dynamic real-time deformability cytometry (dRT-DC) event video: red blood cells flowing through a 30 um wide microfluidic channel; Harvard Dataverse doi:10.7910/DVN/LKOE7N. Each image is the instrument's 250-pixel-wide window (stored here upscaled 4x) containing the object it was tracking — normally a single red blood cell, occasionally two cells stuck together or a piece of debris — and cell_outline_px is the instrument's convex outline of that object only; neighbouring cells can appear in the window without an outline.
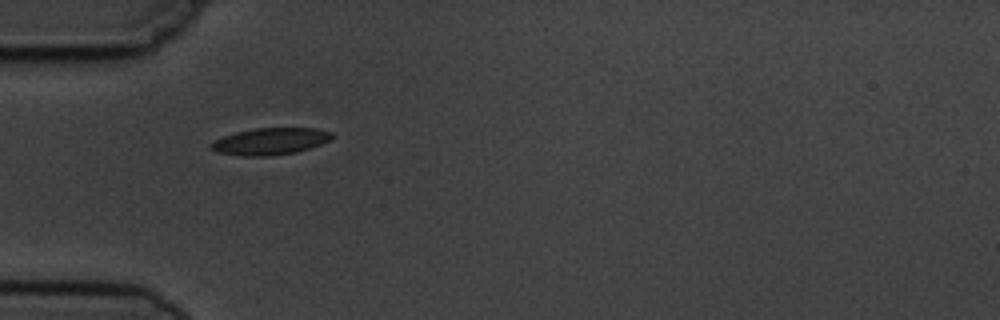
{"species": "common noctule bat (a hibernating species)", "species_latin": "Nyctalus noctula", "temperature_condition": "cold", "stored_images_in_passage": 1, "camera_frame_rate_fps": 3000, "um_per_image_px": 0.085, "animal": {"sex": "male", "body_mass_g": 19.5, "forearm_length_mm": 54.6}, "frame": {"image": 1, "passage_image": 1, "time_ms": 0.0, "image_size_px": [1000, 320], "cell_outline_px": [[332, 136], [328, 140], [320, 144], [296, 152], [268, 156], [244, 156], [216, 152], [208, 148], [208, 144], [224, 136], [236, 132], [256, 128], [316, 128], [332, 132]], "centroid_in_image_um": [22.92, 12.01], "position_along_channel_um": 62.1, "area_um2": 18.79}}